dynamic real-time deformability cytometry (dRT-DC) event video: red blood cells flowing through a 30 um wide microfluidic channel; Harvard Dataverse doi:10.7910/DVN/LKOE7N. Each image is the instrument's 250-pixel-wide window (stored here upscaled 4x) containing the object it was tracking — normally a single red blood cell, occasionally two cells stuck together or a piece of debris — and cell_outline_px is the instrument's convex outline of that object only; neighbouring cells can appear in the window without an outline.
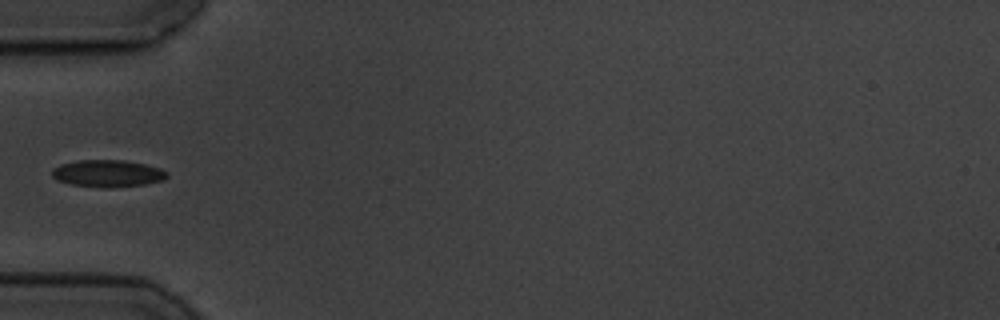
{"species": "common noctule bat (a hibernating species)", "species_latin": "Nyctalus noctula", "temperature_condition": "cold", "stored_images_in_passage": 6, "camera_frame_rate_fps": 3000, "um_per_image_px": 0.085, "animal": {"sex": "male", "body_mass_g": 19.5, "forearm_length_mm": 54.6}, "frame": {"image": 1, "passage_image": 6, "time_ms": 5.667, "image_size_px": [1000, 320], "cell_outline_px": [[168, 176], [164, 180], [144, 184], [104, 188], [72, 184], [56, 180], [52, 176], [52, 168], [60, 164], [76, 160], [124, 160], [144, 164], [160, 168], [168, 172]], "centroid_in_image_um": [9.14, 14.73], "position_along_channel_um": 75.9, "area_um2": 18.15}}